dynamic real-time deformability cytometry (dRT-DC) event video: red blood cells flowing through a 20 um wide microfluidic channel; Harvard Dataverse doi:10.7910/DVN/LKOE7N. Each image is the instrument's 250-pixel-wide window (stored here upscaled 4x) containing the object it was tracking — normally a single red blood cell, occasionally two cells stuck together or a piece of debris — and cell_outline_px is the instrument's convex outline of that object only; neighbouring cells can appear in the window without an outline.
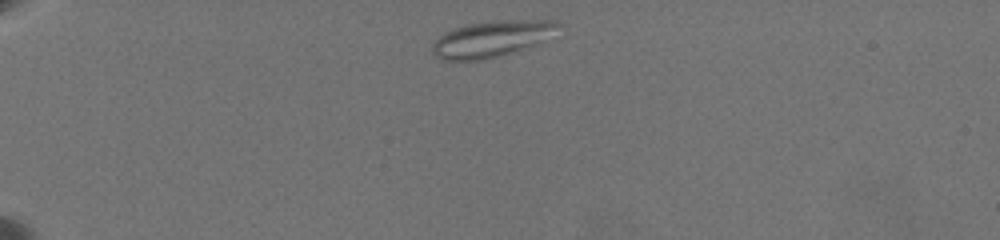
{"species": "common noctule bat (a hibernating species)", "species_latin": "Nyctalus noctula", "temperature_condition": "warm", "stored_images_in_passage": 30, "camera_frame_rate_fps": 3000, "um_per_image_px": 0.085, "animal": {"sex": "female", "body_mass_g": 19.5, "forearm_length_mm": 54.1}, "frame": {"image": 1, "passage_image": 2, "time_ms": 0.667, "image_size_px": [1000, 240], "cell_outline_px": [[560, 24], [528, 44], [520, 48], [484, 60], [440, 60], [432, 52], [432, 44], [444, 32], [452, 28], [464, 24], [500, 20], [560, 20]], "centroid_in_image_um": [41.56, 3.29], "position_along_channel_um": 43.4, "area_um2": 25.2}}
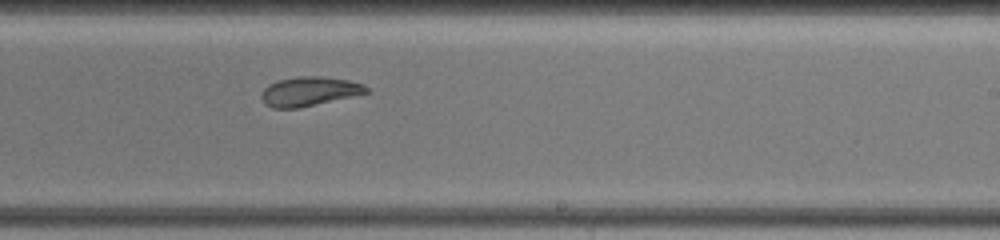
{"frame": {"image": 2, "passage_image": 18, "time_ms": 8.667, "image_size_px": [1000, 240], "cell_outline_px": [[372, 92], [296, 108], [272, 108], [264, 104], [260, 96], [264, 88], [268, 84], [280, 80], [296, 76], [320, 76], [348, 80], [364, 84]], "centroid_in_image_um": [26.28, 7.76], "position_along_channel_um": 262.7, "area_um2": 17.86}}
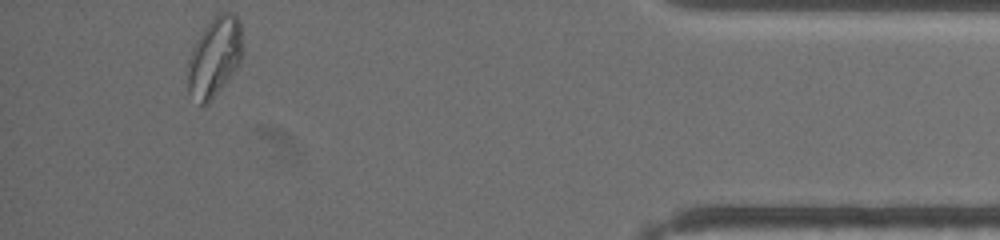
{"frame": {"image": 3, "passage_image": 30, "time_ms": 14.333, "image_size_px": [1000, 240], "cell_outline_px": [[240, 60], [236, 68], [208, 104], [200, 104], [188, 92], [188, 60], [192, 48], [204, 28], [220, 12], [236, 12], [240, 20]], "centroid_in_image_um": [18.21, 4.83], "position_along_channel_um": 417.0, "area_um2": 24.74}, "authors_computed_cell_mechanics": {"area_um2": 21.5016, "velocity_mm_per_s": 3.5321, "shape_relaxation_time_tau1_ms": null, "shape_relaxation_time_tau2_ms": 1.4212, "deformation_change_tau1": null, "deformation_change_tau2": 0.0653}}